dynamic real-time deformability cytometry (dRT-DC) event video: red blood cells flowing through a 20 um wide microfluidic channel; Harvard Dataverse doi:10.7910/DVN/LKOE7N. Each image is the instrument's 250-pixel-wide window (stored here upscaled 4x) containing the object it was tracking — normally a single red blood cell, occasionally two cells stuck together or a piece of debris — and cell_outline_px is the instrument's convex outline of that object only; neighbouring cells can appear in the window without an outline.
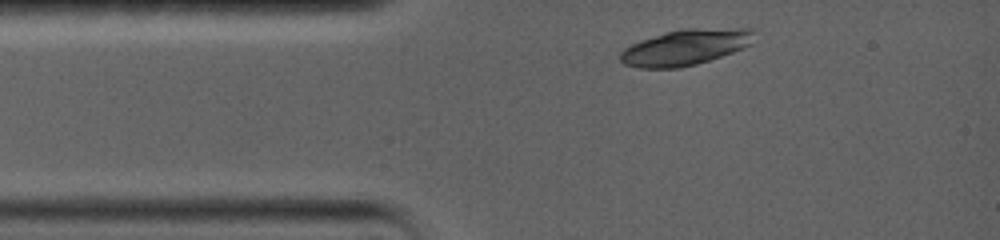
{"species": "common noctule bat (a hibernating species)", "species_latin": "Nyctalus noctula", "temperature_condition": "warm", "stored_images_in_passage": 1, "camera_frame_rate_fps": 5000, "um_per_image_px": 0.085, "animal": {"sex": "female", "body_mass_g": 19.0, "forearm_length_mm": 56.7}, "frame": {"image": 1, "passage_image": 1, "time_ms": 0.0, "image_size_px": [1000, 240], "cell_outline_px": [[756, 32], [752, 44], [744, 48], [696, 64], [680, 68], [640, 68], [624, 64], [620, 60], [620, 52], [624, 48], [640, 40], [664, 32], [684, 28], [752, 28]], "centroid_in_image_um": [58.29, 4.0], "position_along_channel_um": 26.7, "area_um2": 28.15}}